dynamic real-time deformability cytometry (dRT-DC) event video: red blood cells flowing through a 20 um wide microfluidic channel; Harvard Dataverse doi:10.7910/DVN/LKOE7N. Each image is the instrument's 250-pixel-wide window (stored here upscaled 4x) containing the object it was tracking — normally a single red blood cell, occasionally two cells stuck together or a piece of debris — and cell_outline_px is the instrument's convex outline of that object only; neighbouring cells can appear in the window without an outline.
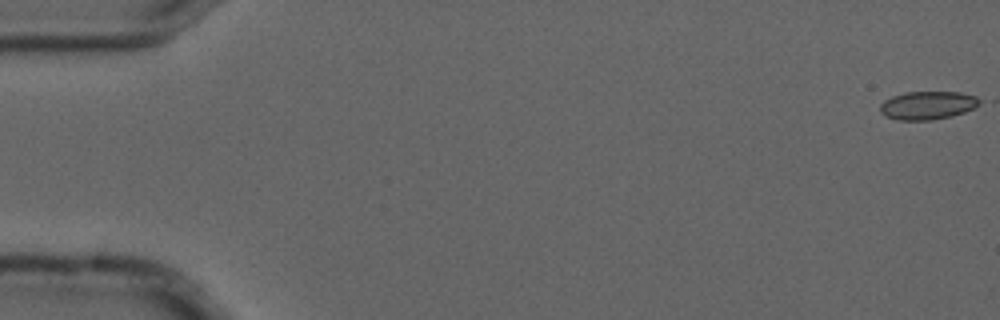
{"species": "common noctule bat (a hibernating species)", "species_latin": "Nyctalus noctula", "temperature_condition": "cold", "stored_images_in_passage": 9, "camera_frame_rate_fps": 3000, "um_per_image_px": 0.085, "animal": {"sex": "male", "forearm_length_mm": 52.5}, "frame": {"image": 1, "passage_image": 1, "time_ms": 0.0, "image_size_px": [1000, 320], "cell_outline_px": [[984, 100], [980, 104], [964, 112], [952, 116], [932, 120], [900, 120], [888, 116], [880, 112], [880, 104], [884, 100], [892, 96], [904, 92], [960, 92], [976, 96]], "centroid_in_image_um": [78.88, 8.94], "position_along_channel_um": 6.1, "area_um2": 16.42}}
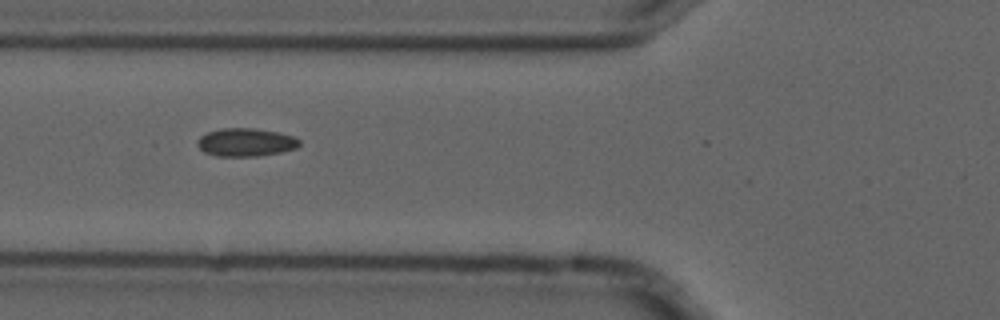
{"frame": {"image": 2, "passage_image": 6, "time_ms": 1.667, "image_size_px": [1000, 320], "cell_outline_px": [[300, 144], [296, 148], [280, 152], [256, 156], [216, 156], [204, 152], [196, 144], [196, 140], [200, 136], [208, 132], [224, 128], [256, 128], [280, 132], [292, 136], [300, 140]], "centroid_in_image_um": [20.88, 12.09], "position_along_channel_um": 104.9, "area_um2": 16.76}}
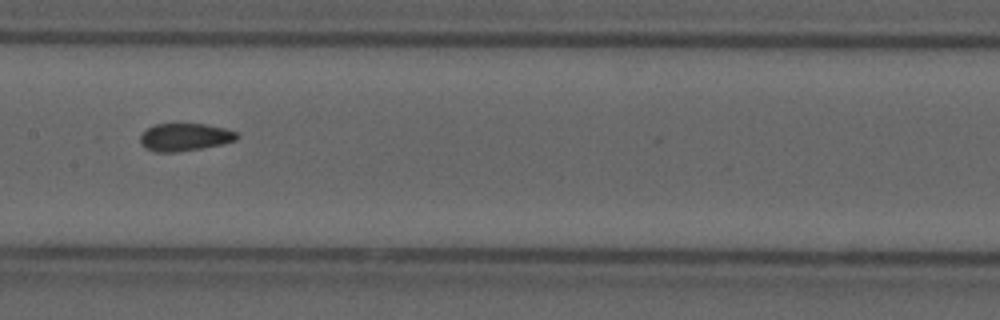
{"frame": {"image": 3, "passage_image": 8, "time_ms": 2.333, "image_size_px": [1000, 320], "cell_outline_px": [[240, 136], [236, 140], [220, 144], [200, 148], [176, 152], [156, 152], [144, 148], [140, 144], [140, 136], [148, 128], [156, 124], [204, 124], [224, 128], [236, 132]], "centroid_in_image_um": [15.69, 11.66], "position_along_channel_um": 191.7, "area_um2": 15.43}}